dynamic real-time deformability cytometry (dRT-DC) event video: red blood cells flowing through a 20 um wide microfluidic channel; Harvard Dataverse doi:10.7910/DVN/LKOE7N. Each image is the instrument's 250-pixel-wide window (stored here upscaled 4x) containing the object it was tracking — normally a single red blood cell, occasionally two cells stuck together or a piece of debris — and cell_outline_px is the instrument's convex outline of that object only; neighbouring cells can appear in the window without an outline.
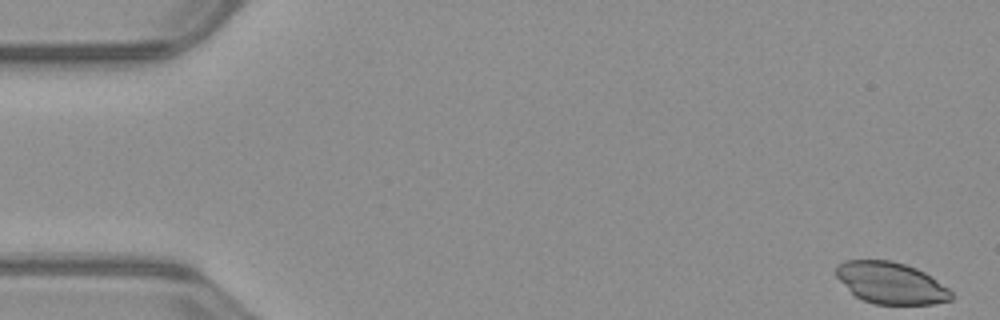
{"species": "common noctule bat (a hibernating species)", "species_latin": "Nyctalus noctula", "temperature_condition": "warm", "stored_images_in_passage": 51, "camera_frame_rate_fps": 3000, "um_per_image_px": 0.085, "animal": {"sex": "male", "body_mass_g": 23.1, "forearm_length_mm": 52.7}, "frame": {"image": 1, "passage_image": 1, "time_ms": 0.0, "image_size_px": [1000, 320], "cell_outline_px": [[952, 300], [932, 304], [876, 304], [864, 300], [856, 296], [836, 276], [836, 264], [844, 260], [892, 260], [916, 268], [924, 272], [948, 288], [952, 292]], "centroid_in_image_um": [75.72, 24.04], "position_along_channel_um": 9.3, "area_um2": 27.74}}